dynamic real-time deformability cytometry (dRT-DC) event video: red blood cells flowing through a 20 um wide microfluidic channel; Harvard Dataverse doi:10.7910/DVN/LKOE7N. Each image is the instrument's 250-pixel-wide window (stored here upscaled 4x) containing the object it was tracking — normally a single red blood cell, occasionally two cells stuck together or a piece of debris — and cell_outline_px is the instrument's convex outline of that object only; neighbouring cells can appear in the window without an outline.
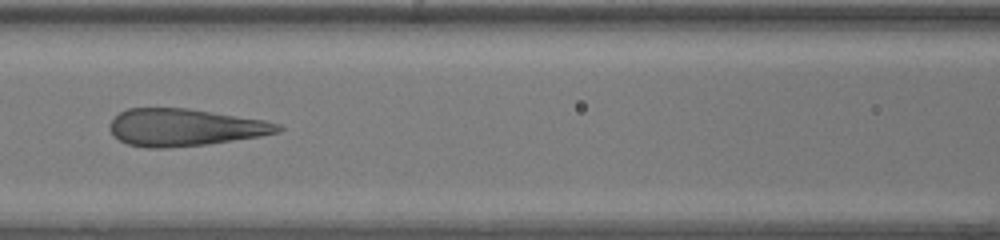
{"species": "human", "species_latin": "Homo sapiens", "temperature_condition": "warm", "stored_images_in_passage": 34, "camera_frame_rate_fps": 3000, "um_per_image_px": 0.085, "donor": {"sex": "female"}, "frame": {"image": 1, "passage_image": 10, "time_ms": 3.0, "image_size_px": [1000, 240], "cell_outline_px": [[284, 128], [280, 132], [260, 136], [208, 144], [164, 148], [144, 148], [128, 144], [120, 140], [108, 128], [108, 124], [120, 112], [128, 108], [188, 108], [264, 120], [280, 124]], "centroid_in_image_um": [15.71, 10.83], "position_along_channel_um": 150.9, "area_um2": 36.47}}
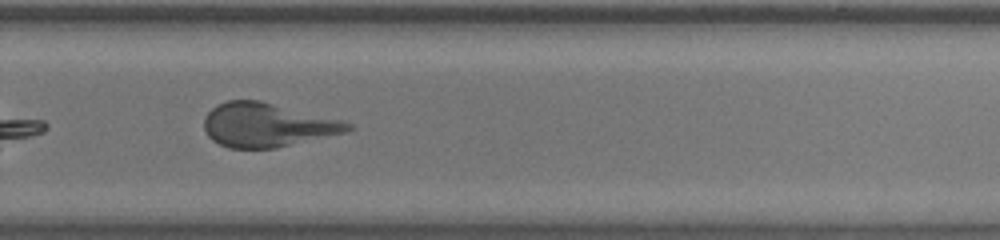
{"frame": {"image": 2, "passage_image": 21, "time_ms": 6.667, "image_size_px": [1000, 240], "cell_outline_px": [[356, 128], [348, 132], [276, 148], [228, 148], [212, 140], [208, 136], [204, 128], [204, 116], [216, 104], [228, 100], [260, 100], [340, 120], [352, 124]], "centroid_in_image_um": [22.7, 10.63], "position_along_channel_um": 307.1, "area_um2": 36.82}}
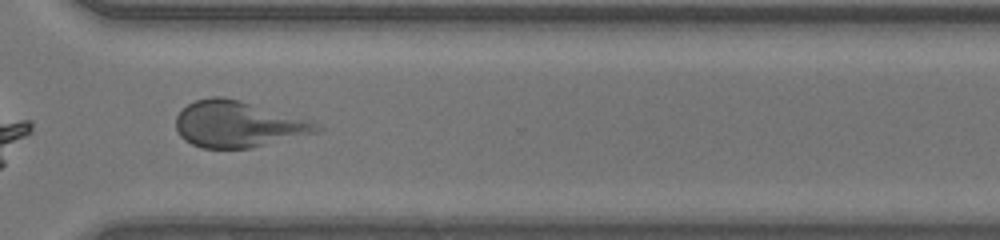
{"frame": {"image": 3, "passage_image": 24, "time_ms": 7.667, "image_size_px": [1000, 240], "cell_outline_px": [[324, 128], [320, 132], [252, 148], [200, 148], [184, 140], [180, 136], [176, 128], [176, 116], [188, 104], [196, 100], [212, 96], [224, 96], [312, 120]], "centroid_in_image_um": [20.26, 10.56], "position_along_channel_um": 350.3, "area_um2": 38.09}, "authors_computed_cell_mechanics": {"area_um2": 36.8186, "velocity_mm_per_s": 4.2691, "shape_relaxation_time_tau1_ms": 4.9644, "shape_relaxation_time_tau2_ms": 0.6749, "deformation_change_tau1": 0.2031, "deformation_change_tau2": 0.0895}}